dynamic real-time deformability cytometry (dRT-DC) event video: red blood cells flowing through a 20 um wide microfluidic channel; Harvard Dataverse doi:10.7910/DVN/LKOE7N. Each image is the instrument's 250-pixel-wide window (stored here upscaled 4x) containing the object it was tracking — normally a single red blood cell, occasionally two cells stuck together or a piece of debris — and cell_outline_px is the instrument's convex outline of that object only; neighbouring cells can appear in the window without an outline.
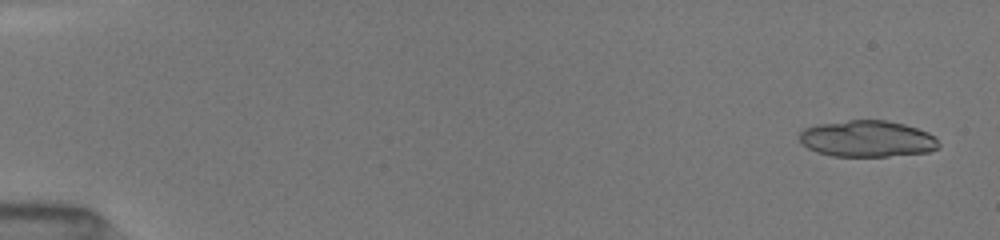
{"species": "common noctule bat (a hibernating species)", "species_latin": "Nyctalus noctula", "temperature_condition": "room temperature", "stored_images_in_passage": 15, "camera_frame_rate_fps": 3000, "um_per_image_px": 0.085, "animal": {"sex": "female", "body_mass_g": 19.5, "forearm_length_mm": 54.1}, "frame": {"image": 1, "passage_image": 1, "time_ms": 0.0, "image_size_px": [1000, 240], "cell_outline_px": [[940, 144], [936, 148], [928, 152], [888, 156], [832, 156], [816, 152], [808, 148], [800, 140], [800, 132], [804, 128], [816, 124], [848, 120], [888, 120], [904, 124], [928, 132], [936, 136]], "centroid_in_image_um": [73.72, 11.79], "position_along_channel_um": 11.3, "area_um2": 29.65}}